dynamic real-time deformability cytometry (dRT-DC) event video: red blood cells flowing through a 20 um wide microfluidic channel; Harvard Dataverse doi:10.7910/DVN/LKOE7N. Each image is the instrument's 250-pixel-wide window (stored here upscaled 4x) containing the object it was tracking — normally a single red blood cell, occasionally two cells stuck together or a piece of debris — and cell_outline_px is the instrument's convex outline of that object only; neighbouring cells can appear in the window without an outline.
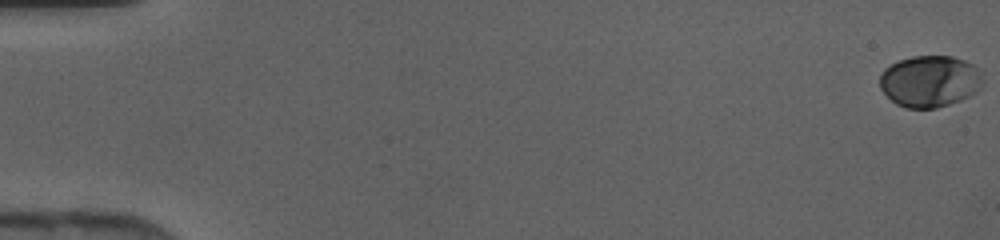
{"species": "human", "species_latin": "Homo sapiens", "temperature_condition": "cold", "stored_images_in_passage": 47, "camera_frame_rate_fps": 3000, "um_per_image_px": 0.085, "donor": {"sex": "female"}, "frame": {"image": 1, "passage_image": 1, "time_ms": 0.0, "image_size_px": [1000, 240], "cell_outline_px": [[984, 84], [976, 92], [960, 100], [936, 108], [908, 108], [896, 104], [880, 88], [880, 72], [884, 68], [900, 60], [912, 56], [952, 56], [964, 60], [980, 68], [984, 80]], "centroid_in_image_um": [79.06, 6.89], "position_along_channel_um": 5.9, "area_um2": 31.15}}
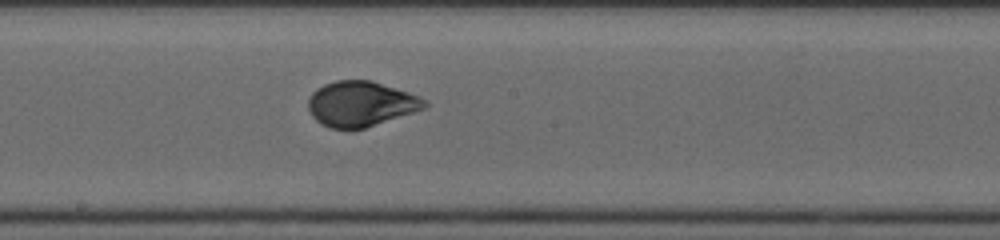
{"frame": {"image": 2, "passage_image": 27, "time_ms": 8.667, "image_size_px": [1000, 240], "cell_outline_px": [[428, 108], [364, 128], [328, 128], [320, 124], [312, 116], [308, 108], [308, 96], [316, 88], [324, 84], [336, 80], [372, 80], [420, 96], [428, 104]], "centroid_in_image_um": [30.66, 8.82], "position_along_channel_um": 217.5, "area_um2": 30.81}}
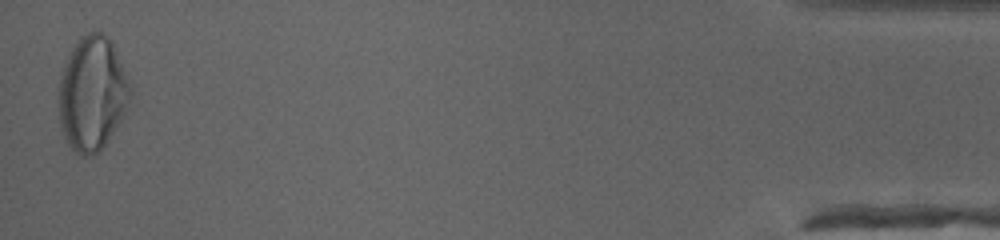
{"frame": {"image": 3, "passage_image": 47, "time_ms": 15.333, "image_size_px": [1000, 240], "cell_outline_px": [[132, 96], [120, 120], [108, 140], [100, 152], [92, 156], [80, 156], [68, 144], [60, 124], [60, 72], [64, 60], [68, 52], [80, 36], [88, 32], [104, 32], [112, 40], [132, 88]], "centroid_in_image_um": [7.85, 7.91], "position_along_channel_um": 427.4, "area_um2": 47.92}}